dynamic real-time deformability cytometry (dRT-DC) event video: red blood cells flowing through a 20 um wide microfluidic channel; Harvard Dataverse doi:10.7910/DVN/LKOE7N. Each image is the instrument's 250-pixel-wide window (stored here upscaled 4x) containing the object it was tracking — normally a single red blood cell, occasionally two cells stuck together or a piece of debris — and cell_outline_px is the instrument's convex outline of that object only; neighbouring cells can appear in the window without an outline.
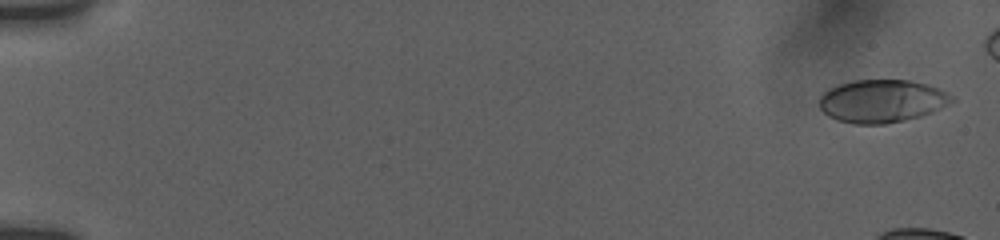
{"species": "human", "species_latin": "Homo sapiens", "temperature_condition": "room temperature", "stored_images_in_passage": 8, "camera_frame_rate_fps": 3000, "um_per_image_px": 0.085, "donor": {"sex": "female"}, "frame": {"image": 1, "passage_image": 1, "time_ms": 0.0, "image_size_px": [1000, 240], "cell_outline_px": [[956, 100], [932, 112], [920, 116], [904, 120], [884, 124], [856, 124], [836, 120], [828, 116], [820, 108], [820, 96], [828, 88], [836, 84], [852, 80], [908, 80], [928, 84], [940, 88], [956, 96]], "centroid_in_image_um": [74.98, 8.58], "position_along_channel_um": 10.0, "area_um2": 33.47}}